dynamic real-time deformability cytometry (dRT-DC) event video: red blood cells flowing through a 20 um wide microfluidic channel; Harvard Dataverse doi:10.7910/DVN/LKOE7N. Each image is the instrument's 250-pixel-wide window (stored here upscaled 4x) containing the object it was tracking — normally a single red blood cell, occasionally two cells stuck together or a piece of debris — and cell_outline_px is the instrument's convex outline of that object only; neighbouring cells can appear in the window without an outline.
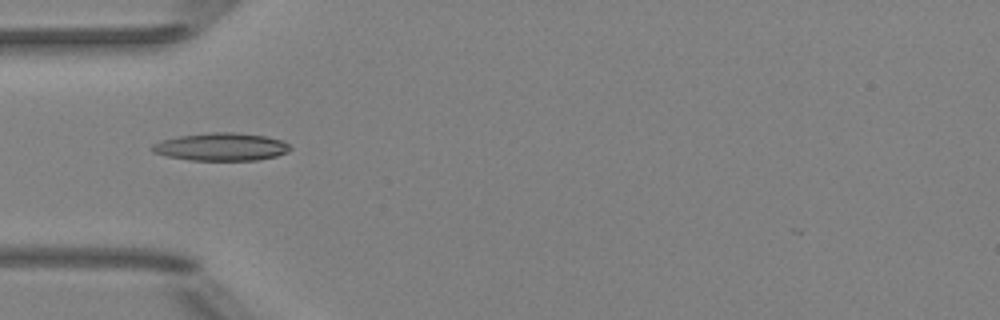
{"species": "Egyptian fruit bat (a non-hibernating species)", "species_latin": "Rousettus aegyptiacus", "temperature_condition": "room temperature", "stored_images_in_passage": 6, "camera_frame_rate_fps": 3000, "um_per_image_px": 0.085, "animal": {"sex": "female"}, "frame": {"image": 1, "passage_image": 5, "time_ms": 4.667, "image_size_px": [1000, 320], "cell_outline_px": [[292, 148], [288, 152], [276, 156], [256, 160], [192, 160], [164, 156], [152, 152], [148, 148], [152, 144], [160, 140], [180, 136], [208, 132], [232, 132], [264, 136], [280, 140], [288, 144]], "centroid_in_image_um": [18.74, 12.48], "position_along_channel_um": 66.3, "area_um2": 22.43}}
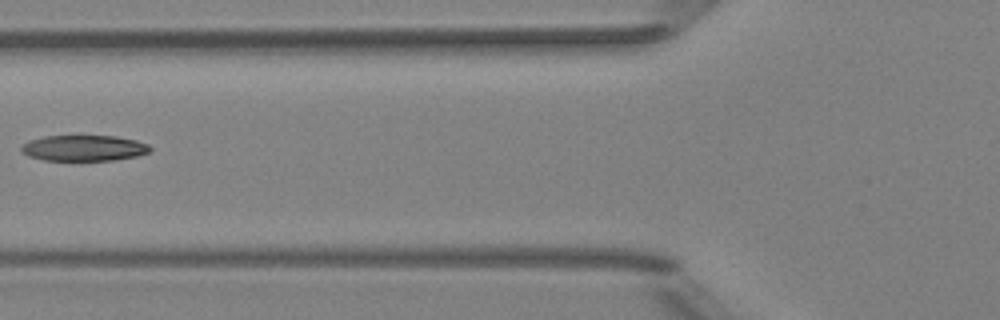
{"frame": {"image": 2, "passage_image": 6, "time_ms": 6.0, "image_size_px": [1000, 320], "cell_outline_px": [[152, 148], [148, 152], [136, 156], [112, 160], [44, 160], [28, 156], [20, 152], [20, 148], [28, 140], [44, 136], [116, 136], [136, 140], [148, 144]], "centroid_in_image_um": [7.1, 12.58], "position_along_channel_um": 118.7, "area_um2": 19.36}}